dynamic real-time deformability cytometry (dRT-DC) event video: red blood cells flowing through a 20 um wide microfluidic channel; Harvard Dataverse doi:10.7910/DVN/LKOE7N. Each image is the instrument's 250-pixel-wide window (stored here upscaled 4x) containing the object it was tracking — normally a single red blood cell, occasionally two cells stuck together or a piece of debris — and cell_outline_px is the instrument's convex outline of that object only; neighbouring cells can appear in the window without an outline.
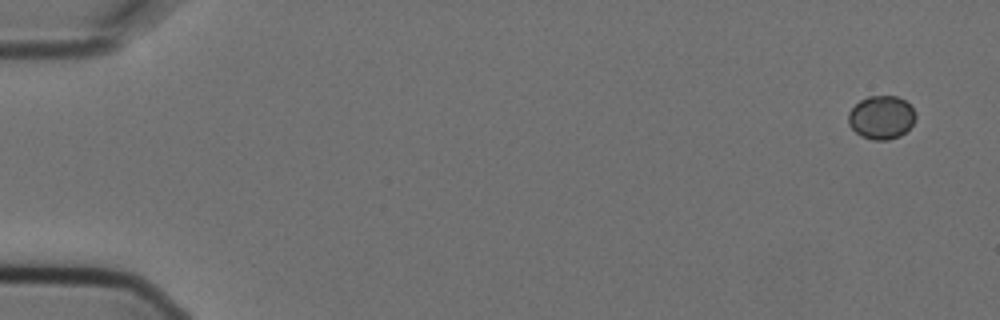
{"species": "Egyptian fruit bat (a non-hibernating species)", "species_latin": "Rousettus aegyptiacus", "temperature_condition": "cold", "stored_images_in_passage": 5, "camera_frame_rate_fps": 3000, "um_per_image_px": 0.085, "animal": {"sex": "female"}, "frame": {"image": 1, "passage_image": 1, "time_ms": 0.0, "image_size_px": [1000, 320], "cell_outline_px": [[916, 116], [912, 124], [900, 136], [888, 140], [872, 140], [856, 132], [848, 124], [848, 112], [860, 100], [868, 96], [896, 96], [904, 100], [916, 112]], "centroid_in_image_um": [74.91, 9.97], "position_along_channel_um": 10.1, "area_um2": 16.88}}
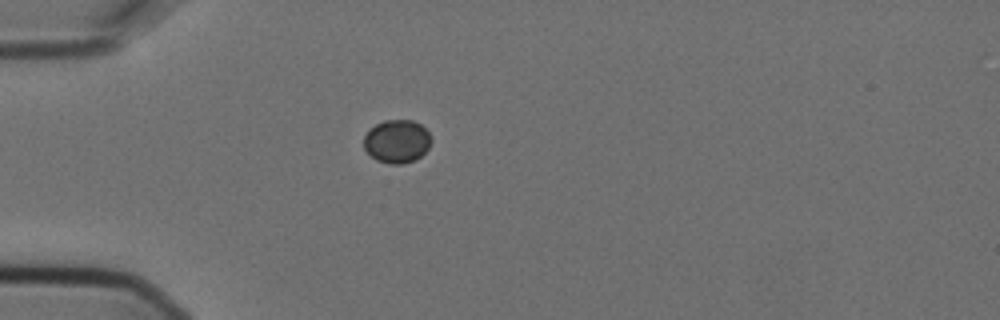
{"frame": {"image": 2, "passage_image": 5, "time_ms": 1.333, "image_size_px": [1000, 320], "cell_outline_px": [[432, 140], [428, 148], [416, 160], [400, 164], [388, 164], [376, 160], [364, 148], [364, 136], [368, 128], [384, 120], [412, 120], [420, 124], [428, 132]], "centroid_in_image_um": [33.72, 12.01], "position_along_channel_um": 51.3, "area_um2": 17.05}}